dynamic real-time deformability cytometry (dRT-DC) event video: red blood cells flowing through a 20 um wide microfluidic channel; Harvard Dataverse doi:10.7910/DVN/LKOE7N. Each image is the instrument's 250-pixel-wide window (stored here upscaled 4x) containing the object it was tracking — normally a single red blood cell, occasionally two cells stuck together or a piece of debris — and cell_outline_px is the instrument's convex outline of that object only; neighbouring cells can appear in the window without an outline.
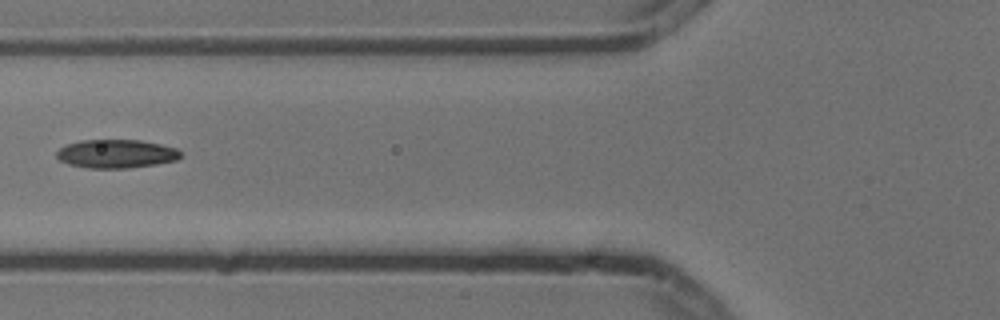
{"species": "common noctule bat (a hibernating species)", "species_latin": "Nyctalus noctula", "temperature_condition": "cold", "stored_images_in_passage": 6, "camera_frame_rate_fps": 3000, "um_per_image_px": 0.085, "animal": {"sex": "male", "body_mass_g": 13.3}, "frame": {"image": 1, "passage_image": 5, "time_ms": 1.333, "image_size_px": [1000, 320], "cell_outline_px": [[180, 156], [176, 160], [156, 164], [128, 168], [88, 168], [68, 164], [60, 160], [56, 156], [56, 152], [64, 144], [80, 140], [140, 140], [160, 144], [176, 148], [180, 152]], "centroid_in_image_um": [9.84, 13.07], "position_along_channel_um": 116.0, "area_um2": 20.63}}
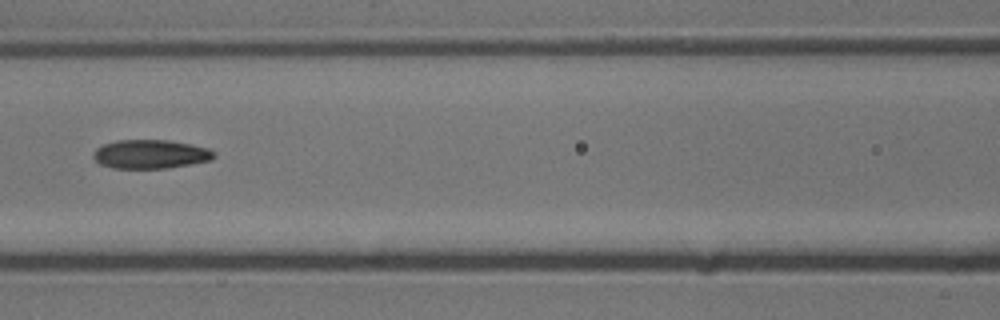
{"frame": {"image": 2, "passage_image": 6, "time_ms": 1.667, "image_size_px": [1000, 320], "cell_outline_px": [[216, 156], [212, 160], [192, 164], [168, 168], [112, 168], [100, 164], [92, 156], [96, 148], [104, 144], [116, 140], [168, 140], [192, 144], [208, 148], [216, 152]], "centroid_in_image_um": [12.83, 13.1], "position_along_channel_um": 153.8, "area_um2": 20.46}}